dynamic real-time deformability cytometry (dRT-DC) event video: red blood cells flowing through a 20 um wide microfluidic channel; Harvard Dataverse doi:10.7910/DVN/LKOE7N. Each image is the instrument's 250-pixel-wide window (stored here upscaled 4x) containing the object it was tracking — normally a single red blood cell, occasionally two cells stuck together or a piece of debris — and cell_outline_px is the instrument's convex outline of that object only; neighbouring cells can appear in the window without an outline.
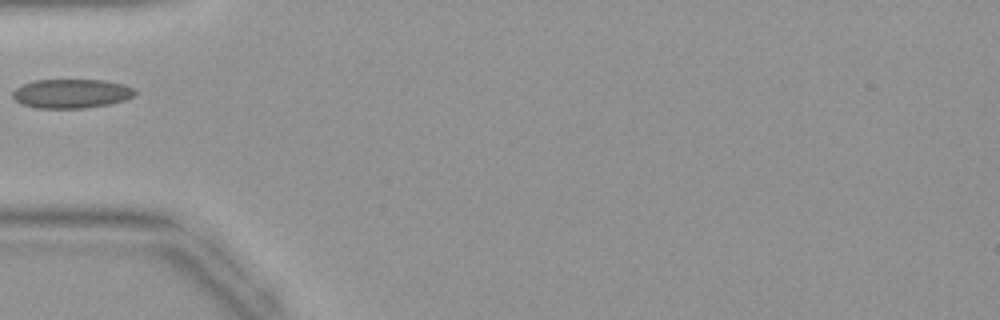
{"species": "common noctule bat (a hibernating species)", "species_latin": "Nyctalus noctula", "temperature_condition": "warm", "stored_images_in_passage": 15, "camera_frame_rate_fps": 3000, "um_per_image_px": 0.085, "animal": {"sex": "female", "body_mass_g": 19.9}, "frame": {"image": 1, "passage_image": 1, "time_ms": 0.0, "image_size_px": [1000, 320], "cell_outline_px": [[136, 92], [132, 96], [124, 100], [108, 104], [84, 108], [36, 108], [20, 104], [12, 96], [12, 92], [16, 88], [24, 84], [36, 80], [104, 80], [124, 84], [136, 88]], "centroid_in_image_um": [6.07, 7.95], "position_along_channel_um": 78.9, "area_um2": 20.75}}
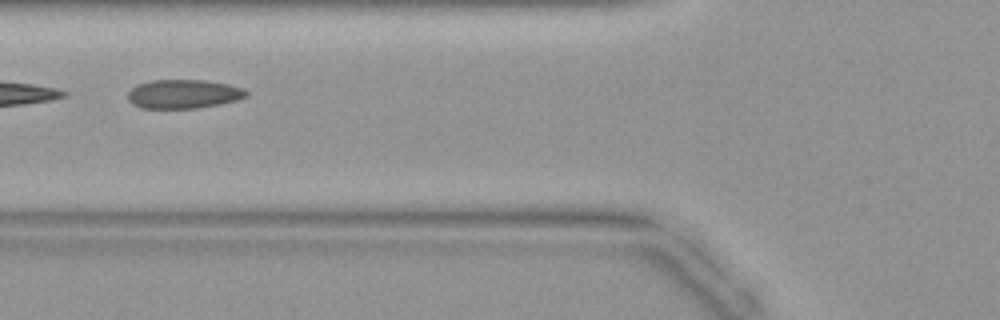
{"frame": {"image": 2, "passage_image": 3, "time_ms": 0.667, "image_size_px": [1000, 320], "cell_outline_px": [[248, 96], [236, 100], [220, 104], [196, 108], [140, 108], [132, 104], [128, 100], [128, 92], [136, 84], [152, 80], [204, 80], [228, 84], [244, 88], [248, 92]], "centroid_in_image_um": [15.59, 7.99], "position_along_channel_um": 110.2, "area_um2": 20.06}}